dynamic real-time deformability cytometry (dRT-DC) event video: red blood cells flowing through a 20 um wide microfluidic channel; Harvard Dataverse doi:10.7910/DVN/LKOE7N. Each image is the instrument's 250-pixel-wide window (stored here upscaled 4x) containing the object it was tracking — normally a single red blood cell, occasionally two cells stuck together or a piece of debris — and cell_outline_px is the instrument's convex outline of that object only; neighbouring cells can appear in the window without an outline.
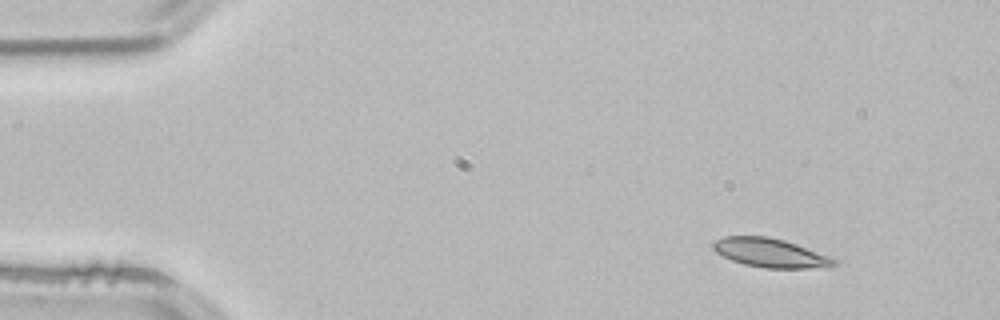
{"species": "common noctule bat (a hibernating species)", "species_latin": "Nyctalus noctula", "temperature_condition": "room temperature", "stored_images_in_passage": 3, "camera_frame_rate_fps": 3000, "um_per_image_px": 0.085, "animal": {"sex": "male", "body_mass_g": 21.5, "forearm_length_mm": 52.0}, "frame": {"image": 1, "passage_image": 1, "time_ms": 0.0, "image_size_px": [1000, 320], "cell_outline_px": [[840, 264], [808, 268], [764, 268], [744, 264], [732, 260], [716, 252], [712, 248], [712, 244], [716, 240], [724, 236], [768, 236], [784, 240], [796, 244], [828, 256], [836, 260]], "centroid_in_image_um": [65.43, 21.49], "position_along_channel_um": 19.6, "area_um2": 20.11}}
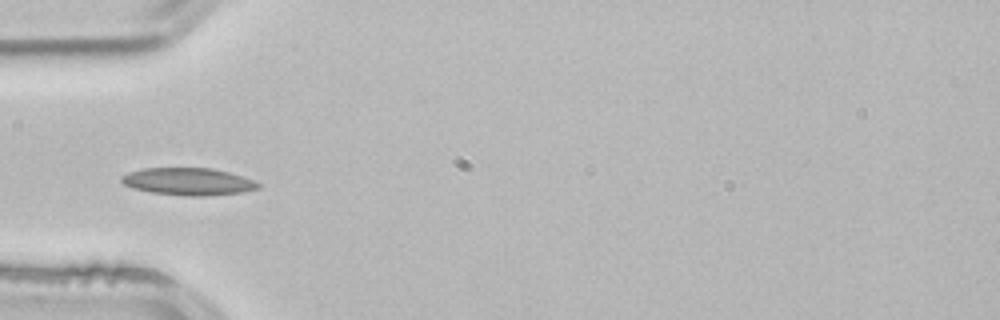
{"frame": {"image": 2, "passage_image": 3, "time_ms": 0.667, "image_size_px": [1000, 320], "cell_outline_px": [[260, 188], [240, 192], [208, 196], [184, 196], [152, 192], [132, 188], [124, 184], [120, 180], [120, 176], [128, 172], [144, 168], [212, 168], [228, 172], [252, 180], [260, 184]], "centroid_in_image_um": [15.96, 15.43], "position_along_channel_um": 69.0, "area_um2": 21.68}}